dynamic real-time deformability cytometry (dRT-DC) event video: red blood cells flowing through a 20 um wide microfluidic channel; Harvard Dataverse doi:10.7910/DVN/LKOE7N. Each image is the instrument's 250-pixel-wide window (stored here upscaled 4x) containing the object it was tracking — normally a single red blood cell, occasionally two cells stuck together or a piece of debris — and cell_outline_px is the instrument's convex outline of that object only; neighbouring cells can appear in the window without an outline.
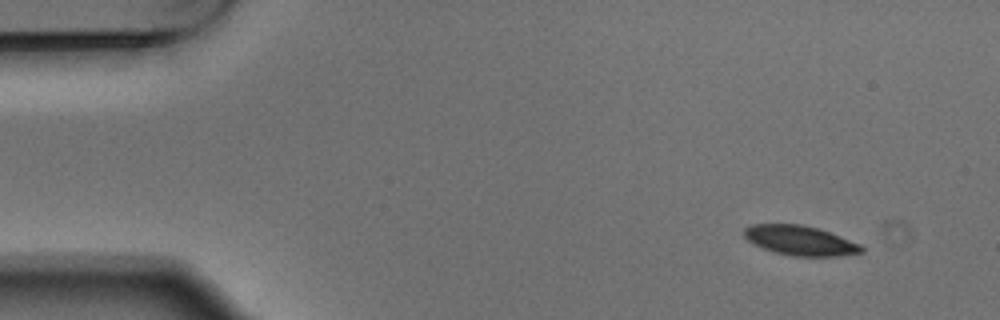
{"species": "Egyptian fruit bat (a non-hibernating species)", "species_latin": "Rousettus aegyptiacus", "temperature_condition": "warm", "stored_images_in_passage": 4, "camera_frame_rate_fps": 3000, "um_per_image_px": 0.085, "animal": {"sex": "male"}, "frame": {"image": 1, "passage_image": 1, "time_ms": 0.0, "image_size_px": [1000, 320], "cell_outline_px": [[864, 252], [836, 256], [792, 256], [776, 252], [752, 244], [744, 236], [744, 228], [752, 224], [800, 224], [816, 228], [828, 232], [860, 244], [864, 248]], "centroid_in_image_um": [67.99, 20.44], "position_along_channel_um": 17.0, "area_um2": 20.06}}